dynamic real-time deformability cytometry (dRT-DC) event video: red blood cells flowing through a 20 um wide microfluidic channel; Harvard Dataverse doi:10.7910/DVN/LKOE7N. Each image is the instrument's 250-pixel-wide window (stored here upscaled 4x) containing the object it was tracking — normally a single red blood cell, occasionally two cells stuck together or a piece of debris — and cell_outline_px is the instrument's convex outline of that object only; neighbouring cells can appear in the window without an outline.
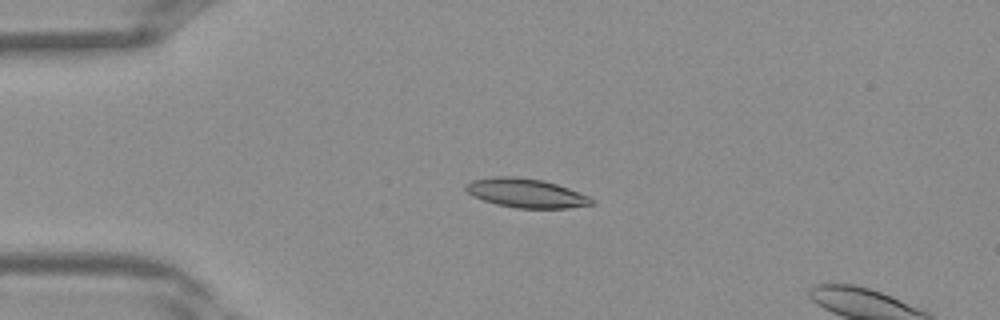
{"species": "Egyptian fruit bat (a non-hibernating species)", "species_latin": "Rousettus aegyptiacus", "temperature_condition": "warm", "stored_images_in_passage": 12, "camera_frame_rate_fps": 3000, "um_per_image_px": 0.085, "frame": {"image": 1, "passage_image": 9, "time_ms": 2.667, "image_size_px": [1000, 320], "cell_outline_px": [[596, 204], [568, 208], [516, 208], [496, 204], [472, 196], [464, 188], [464, 184], [472, 180], [496, 176], [516, 176], [544, 180], [568, 188], [588, 196]], "centroid_in_image_um": [44.68, 16.41], "position_along_channel_um": 40.3, "area_um2": 21.33}}